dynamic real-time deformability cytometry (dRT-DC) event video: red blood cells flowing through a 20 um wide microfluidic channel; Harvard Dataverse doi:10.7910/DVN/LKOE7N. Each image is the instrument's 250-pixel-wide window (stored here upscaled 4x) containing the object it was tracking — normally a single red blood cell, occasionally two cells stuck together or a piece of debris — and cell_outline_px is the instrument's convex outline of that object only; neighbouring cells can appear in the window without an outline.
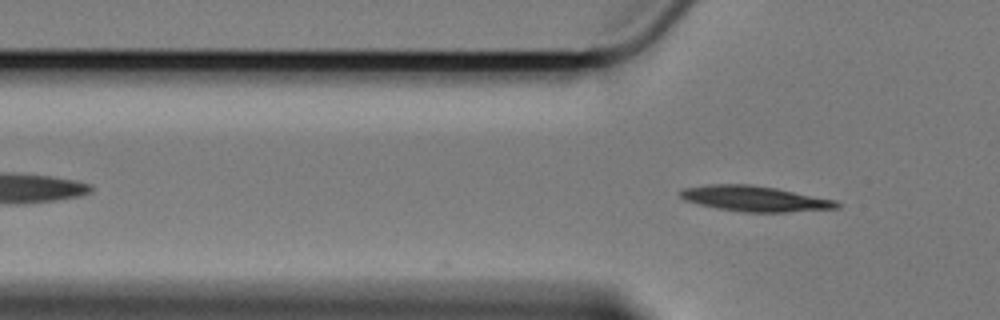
{"species": "Egyptian fruit bat (a non-hibernating species)", "species_latin": "Rousettus aegyptiacus", "temperature_condition": "cold", "stored_images_in_passage": 2, "camera_frame_rate_fps": 3000, "um_per_image_px": 0.085, "animal": {"sex": "female"}, "frame": {"image": 1, "passage_image": 2, "time_ms": 0.333, "image_size_px": [1000, 320], "cell_outline_px": [[844, 204], [840, 208], [784, 212], [744, 212], [716, 208], [684, 200], [676, 192], [680, 188], [712, 184], [748, 184], [776, 188], [836, 200]], "centroid_in_image_um": [64.15, 16.88], "position_along_channel_um": 61.7, "area_um2": 23.41}}